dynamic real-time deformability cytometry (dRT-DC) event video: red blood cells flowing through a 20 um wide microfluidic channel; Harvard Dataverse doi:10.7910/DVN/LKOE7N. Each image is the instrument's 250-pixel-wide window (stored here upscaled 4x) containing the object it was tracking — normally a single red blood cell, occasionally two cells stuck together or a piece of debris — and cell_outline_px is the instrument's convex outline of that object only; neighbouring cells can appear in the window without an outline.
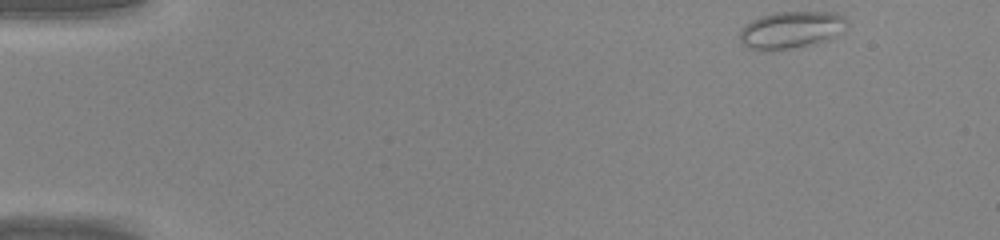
{"species": "common noctule bat (a hibernating species)", "species_latin": "Nyctalus noctula", "temperature_condition": "warm", "stored_images_in_passage": 37, "camera_frame_rate_fps": 3000, "um_per_image_px": 0.085, "animal": {"sex": "male", "body_mass_g": 20.0, "forearm_length_mm": 53.3}, "frame": {"image": 1, "passage_image": 1, "time_ms": 0.0, "image_size_px": [1000, 240], "cell_outline_px": [[848, 24], [836, 36], [828, 40], [816, 44], [796, 48], [768, 52], [748, 48], [740, 44], [740, 32], [752, 20], [776, 12], [836, 12], [844, 16], [848, 20]], "centroid_in_image_um": [67.28, 2.57], "position_along_channel_um": 17.7, "area_um2": 23.52}}
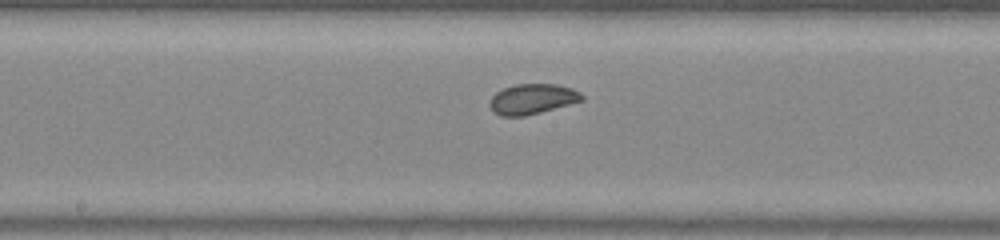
{"frame": {"image": 2, "passage_image": 21, "time_ms": 6.667, "image_size_px": [1000, 240], "cell_outline_px": [[584, 100], [540, 112], [524, 116], [500, 116], [492, 112], [488, 104], [492, 96], [496, 92], [504, 88], [516, 84], [556, 84], [572, 88], [580, 92], [584, 96]], "centroid_in_image_um": [45.22, 8.42], "position_along_channel_um": 203.0, "area_um2": 16.3}}
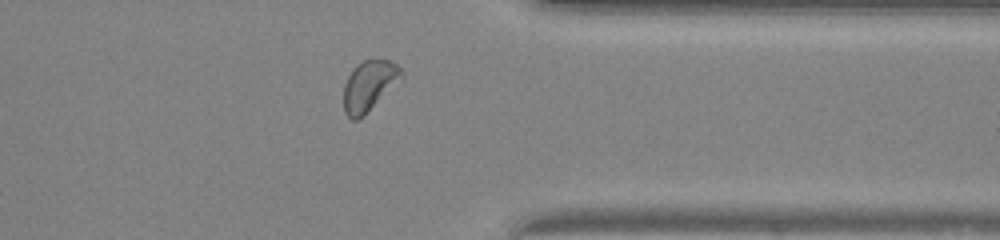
{"frame": {"image": 3, "passage_image": 33, "time_ms": 10.667, "image_size_px": [1000, 240], "cell_outline_px": [[404, 80], [356, 120], [352, 120], [344, 112], [344, 84], [348, 76], [356, 64], [364, 60], [388, 60], [396, 64], [400, 68], [404, 76]], "centroid_in_image_um": [31.41, 7.26], "position_along_channel_um": 380.0, "area_um2": 16.94}}